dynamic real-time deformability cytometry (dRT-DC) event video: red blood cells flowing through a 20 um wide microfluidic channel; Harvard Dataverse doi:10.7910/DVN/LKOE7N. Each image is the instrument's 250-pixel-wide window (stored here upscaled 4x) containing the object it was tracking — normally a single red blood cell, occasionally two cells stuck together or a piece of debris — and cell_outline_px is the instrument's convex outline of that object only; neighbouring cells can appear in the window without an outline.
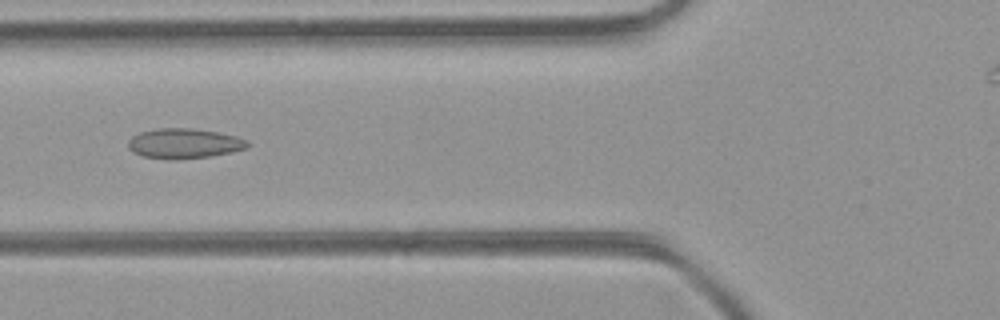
{"species": "common noctule bat (a hibernating species)", "species_latin": "Nyctalus noctula", "temperature_condition": "room temperature", "stored_images_in_passage": 8, "camera_frame_rate_fps": 3000, "um_per_image_px": 0.085, "animal": {"sex": "female", "body_mass_g": 21.9}, "frame": {"image": 1, "passage_image": 5, "time_ms": 1.333, "image_size_px": [1000, 320], "cell_outline_px": [[252, 144], [248, 148], [232, 152], [212, 156], [176, 160], [172, 160], [144, 156], [132, 152], [128, 148], [128, 140], [132, 136], [140, 132], [160, 128], [188, 128], [216, 132], [236, 136], [248, 140]], "centroid_in_image_um": [15.68, 12.2], "position_along_channel_um": 110.1, "area_um2": 21.04}}